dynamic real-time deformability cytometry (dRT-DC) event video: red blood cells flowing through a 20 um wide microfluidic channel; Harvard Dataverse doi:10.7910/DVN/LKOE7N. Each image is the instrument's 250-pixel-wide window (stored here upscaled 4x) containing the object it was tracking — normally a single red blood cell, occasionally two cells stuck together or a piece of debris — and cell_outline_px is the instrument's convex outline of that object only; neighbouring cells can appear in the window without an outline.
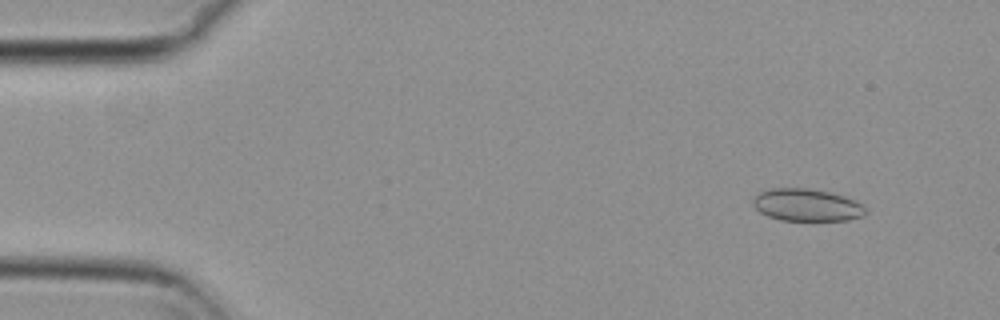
{"species": "common noctule bat (a hibernating species)", "species_latin": "Nyctalus noctula", "temperature_condition": "cold", "stored_images_in_passage": 55, "camera_frame_rate_fps": 3000, "um_per_image_px": 0.085, "animal": {"sex": "female", "body_mass_g": 29.2, "forearm_length_mm": 56.3}, "frame": {"image": 1, "passage_image": 5, "time_ms": 1.333, "image_size_px": [1000, 320], "cell_outline_px": [[864, 216], [848, 220], [780, 220], [768, 216], [760, 212], [752, 204], [752, 200], [756, 192], [772, 188], [808, 188], [828, 192], [844, 196], [856, 200], [864, 208]], "centroid_in_image_um": [68.52, 17.42], "position_along_channel_um": 16.5, "area_um2": 21.21}}
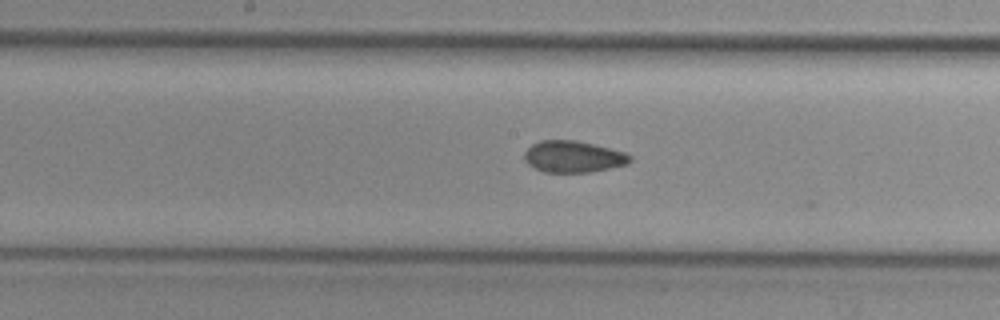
{"frame": {"image": 2, "passage_image": 28, "time_ms": 9.0, "image_size_px": [1000, 320], "cell_outline_px": [[632, 160], [628, 164], [592, 172], [544, 172], [528, 164], [524, 160], [524, 152], [532, 144], [540, 140], [576, 140], [624, 152], [632, 156]], "centroid_in_image_um": [48.72, 13.32], "position_along_channel_um": 199.5, "area_um2": 19.42}}
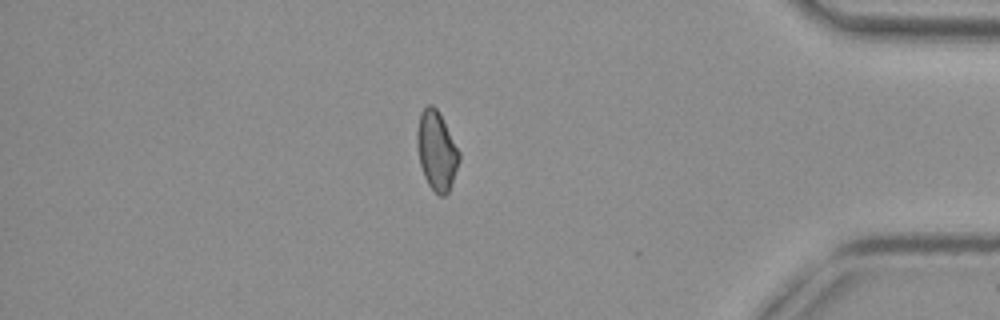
{"frame": {"image": 3, "passage_image": 47, "time_ms": 15.333, "image_size_px": [1000, 320], "cell_outline_px": [[460, 160], [452, 184], [448, 192], [444, 196], [440, 196], [428, 184], [424, 176], [420, 164], [416, 144], [416, 132], [420, 112], [428, 104], [432, 104], [436, 108], [460, 152]], "centroid_in_image_um": [37.1, 12.81], "position_along_channel_um": 398.1, "area_um2": 19.31}, "authors_computed_cell_mechanics": {"area_um2": 19.7098, "velocity_mm_per_s": 3.7298, "shape_relaxation_time_tau1_ms": null, "shape_relaxation_time_tau2_ms": 2.1747, "deformation_change_tau1": null, "deformation_change_tau2": 0.0758}}